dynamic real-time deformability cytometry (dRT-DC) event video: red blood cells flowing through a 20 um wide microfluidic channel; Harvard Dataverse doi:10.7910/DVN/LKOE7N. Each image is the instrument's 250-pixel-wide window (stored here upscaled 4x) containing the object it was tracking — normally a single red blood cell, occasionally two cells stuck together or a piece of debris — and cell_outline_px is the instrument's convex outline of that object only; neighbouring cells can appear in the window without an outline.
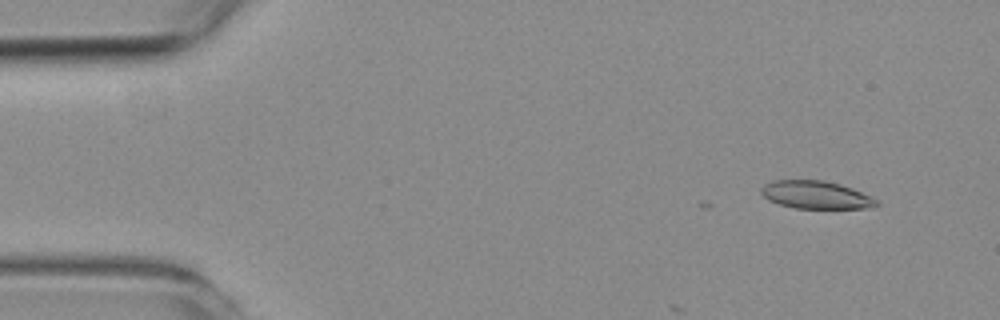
{"species": "common noctule bat (a hibernating species)", "species_latin": "Nyctalus noctula", "temperature_condition": "room temperature", "stored_images_in_passage": 8, "camera_frame_rate_fps": 3000, "um_per_image_px": 0.085, "animal": {"sex": "female", "body_mass_g": 19.3, "forearm_length_mm": 54.1}, "frame": {"image": 1, "passage_image": 5, "time_ms": 1.333, "image_size_px": [1000, 320], "cell_outline_px": [[880, 204], [864, 208], [796, 208], [780, 204], [768, 200], [760, 192], [760, 188], [764, 184], [772, 180], [824, 180], [840, 184], [852, 188], [876, 200]], "centroid_in_image_um": [69.29, 16.55], "position_along_channel_um": 15.7, "area_um2": 18.5}}